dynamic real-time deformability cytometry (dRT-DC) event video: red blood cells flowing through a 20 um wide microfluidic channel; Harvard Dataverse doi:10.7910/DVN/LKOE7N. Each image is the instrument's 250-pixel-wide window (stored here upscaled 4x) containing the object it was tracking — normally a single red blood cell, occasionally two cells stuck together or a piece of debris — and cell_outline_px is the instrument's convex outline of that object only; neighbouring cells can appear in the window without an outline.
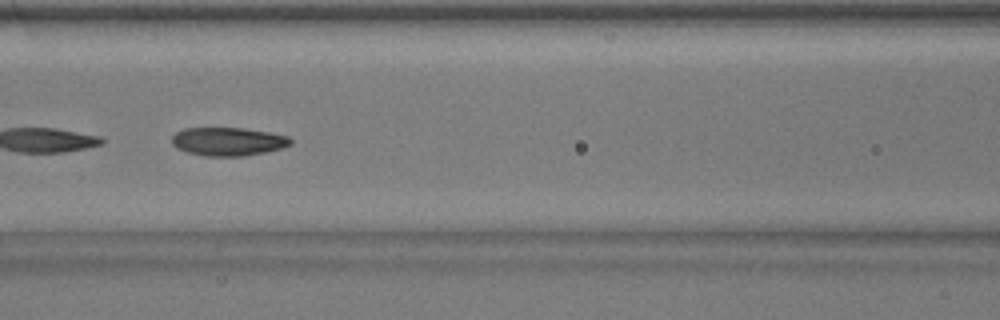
{"species": "common noctule bat (a hibernating species)", "species_latin": "Nyctalus noctula", "temperature_condition": "warm", "stored_images_in_passage": 24, "camera_frame_rate_fps": 3000, "um_per_image_px": 0.085, "animal": {"sex": "male", "body_mass_g": 17.9}, "frame": {"image": 1, "passage_image": 8, "time_ms": 2.333, "image_size_px": [1000, 320], "cell_outline_px": [[292, 144], [284, 148], [244, 156], [204, 156], [188, 152], [176, 148], [172, 144], [172, 136], [176, 132], [184, 128], [244, 128], [268, 132], [288, 136], [292, 140]], "centroid_in_image_um": [19.39, 12.03], "position_along_channel_um": 147.2, "area_um2": 19.71}}